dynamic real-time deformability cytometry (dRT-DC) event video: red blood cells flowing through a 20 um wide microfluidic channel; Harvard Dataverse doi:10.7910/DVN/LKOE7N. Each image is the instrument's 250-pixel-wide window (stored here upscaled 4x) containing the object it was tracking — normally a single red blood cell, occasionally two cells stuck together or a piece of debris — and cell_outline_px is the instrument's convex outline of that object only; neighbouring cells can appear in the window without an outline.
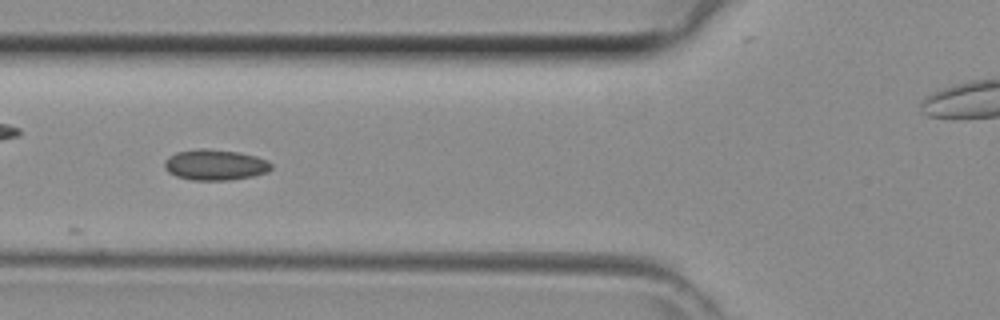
{"species": "common noctule bat (a hibernating species)", "species_latin": "Nyctalus noctula", "temperature_condition": "room temperature", "stored_images_in_passage": 14, "camera_frame_rate_fps": 3000, "um_per_image_px": 0.085, "animal": {"sex": "female", "body_mass_g": 29.2, "forearm_length_mm": 56.3}, "frame": {"image": 1, "passage_image": 4, "time_ms": 1.0, "image_size_px": [1000, 320], "cell_outline_px": [[272, 168], [268, 172], [252, 176], [232, 180], [192, 180], [176, 176], [168, 172], [164, 168], [164, 160], [168, 156], [176, 152], [240, 152], [256, 156], [268, 160], [272, 164]], "centroid_in_image_um": [18.32, 14.07], "position_along_channel_um": 107.5, "area_um2": 18.38}}
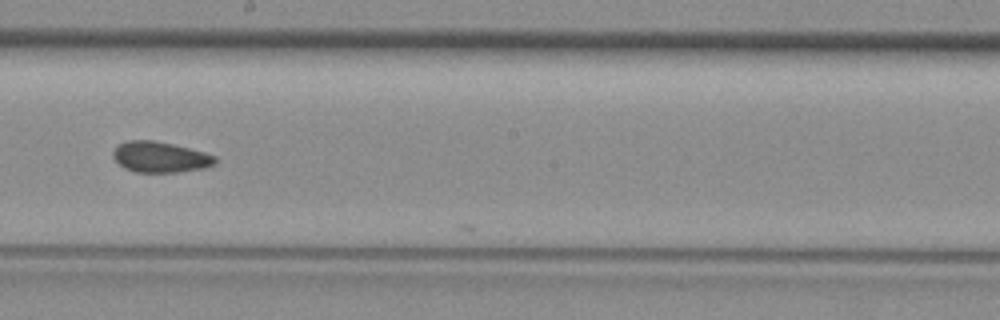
{"frame": {"image": 2, "passage_image": 12, "time_ms": 3.667, "image_size_px": [1000, 320], "cell_outline_px": [[216, 164], [204, 168], [176, 172], [136, 172], [124, 168], [112, 156], [112, 152], [120, 144], [128, 140], [156, 140], [204, 152], [216, 156]], "centroid_in_image_um": [13.62, 13.35], "position_along_channel_um": 234.6, "area_um2": 18.21}}